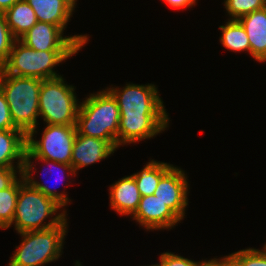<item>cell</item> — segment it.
<instances>
[{
  "label": "cell",
  "mask_w": 266,
  "mask_h": 266,
  "mask_svg": "<svg viewBox=\"0 0 266 266\" xmlns=\"http://www.w3.org/2000/svg\"><path fill=\"white\" fill-rule=\"evenodd\" d=\"M148 161L141 171L132 174L141 197L154 195L160 179L174 166L154 159Z\"/></svg>",
  "instance_id": "obj_19"
},
{
  "label": "cell",
  "mask_w": 266,
  "mask_h": 266,
  "mask_svg": "<svg viewBox=\"0 0 266 266\" xmlns=\"http://www.w3.org/2000/svg\"><path fill=\"white\" fill-rule=\"evenodd\" d=\"M248 35L250 56L254 61L266 63V7L238 19Z\"/></svg>",
  "instance_id": "obj_16"
},
{
  "label": "cell",
  "mask_w": 266,
  "mask_h": 266,
  "mask_svg": "<svg viewBox=\"0 0 266 266\" xmlns=\"http://www.w3.org/2000/svg\"><path fill=\"white\" fill-rule=\"evenodd\" d=\"M220 44L232 52H247L250 55V44L248 35L244 27L238 20H227L224 25H220Z\"/></svg>",
  "instance_id": "obj_20"
},
{
  "label": "cell",
  "mask_w": 266,
  "mask_h": 266,
  "mask_svg": "<svg viewBox=\"0 0 266 266\" xmlns=\"http://www.w3.org/2000/svg\"><path fill=\"white\" fill-rule=\"evenodd\" d=\"M130 218L146 231L174 229L182 221L155 195L142 196L137 211Z\"/></svg>",
  "instance_id": "obj_12"
},
{
  "label": "cell",
  "mask_w": 266,
  "mask_h": 266,
  "mask_svg": "<svg viewBox=\"0 0 266 266\" xmlns=\"http://www.w3.org/2000/svg\"><path fill=\"white\" fill-rule=\"evenodd\" d=\"M41 79L13 76L0 68V88L9 105L14 125L26 135L39 125Z\"/></svg>",
  "instance_id": "obj_5"
},
{
  "label": "cell",
  "mask_w": 266,
  "mask_h": 266,
  "mask_svg": "<svg viewBox=\"0 0 266 266\" xmlns=\"http://www.w3.org/2000/svg\"><path fill=\"white\" fill-rule=\"evenodd\" d=\"M222 4L228 20H238L246 14L266 7L264 0H224Z\"/></svg>",
  "instance_id": "obj_22"
},
{
  "label": "cell",
  "mask_w": 266,
  "mask_h": 266,
  "mask_svg": "<svg viewBox=\"0 0 266 266\" xmlns=\"http://www.w3.org/2000/svg\"><path fill=\"white\" fill-rule=\"evenodd\" d=\"M89 38L88 34L66 36L58 26L38 21L19 40L35 51H80Z\"/></svg>",
  "instance_id": "obj_9"
},
{
  "label": "cell",
  "mask_w": 266,
  "mask_h": 266,
  "mask_svg": "<svg viewBox=\"0 0 266 266\" xmlns=\"http://www.w3.org/2000/svg\"><path fill=\"white\" fill-rule=\"evenodd\" d=\"M120 111L116 99L105 88L80 101L76 132L109 141L118 149Z\"/></svg>",
  "instance_id": "obj_2"
},
{
  "label": "cell",
  "mask_w": 266,
  "mask_h": 266,
  "mask_svg": "<svg viewBox=\"0 0 266 266\" xmlns=\"http://www.w3.org/2000/svg\"><path fill=\"white\" fill-rule=\"evenodd\" d=\"M4 14L8 28L16 40L38 22L35 11L26 0L17 1Z\"/></svg>",
  "instance_id": "obj_18"
},
{
  "label": "cell",
  "mask_w": 266,
  "mask_h": 266,
  "mask_svg": "<svg viewBox=\"0 0 266 266\" xmlns=\"http://www.w3.org/2000/svg\"><path fill=\"white\" fill-rule=\"evenodd\" d=\"M200 266H224V256L215 258V256L213 258H210L209 260L204 259L203 262L201 263Z\"/></svg>",
  "instance_id": "obj_29"
},
{
  "label": "cell",
  "mask_w": 266,
  "mask_h": 266,
  "mask_svg": "<svg viewBox=\"0 0 266 266\" xmlns=\"http://www.w3.org/2000/svg\"><path fill=\"white\" fill-rule=\"evenodd\" d=\"M74 266H82L81 262L79 260H76L74 262Z\"/></svg>",
  "instance_id": "obj_32"
},
{
  "label": "cell",
  "mask_w": 266,
  "mask_h": 266,
  "mask_svg": "<svg viewBox=\"0 0 266 266\" xmlns=\"http://www.w3.org/2000/svg\"><path fill=\"white\" fill-rule=\"evenodd\" d=\"M36 161L41 162L42 163L41 166L43 164L46 166V169L44 168L45 170L42 169V172L44 171V174L46 173V175L47 174L49 175V174H52L53 171L57 170L55 172L59 176L62 174L64 177L62 176L60 178H62L64 181L66 179L65 177H67L68 178L67 180H69V181H68L67 184H65V186H69L72 183V181H74L71 178L69 179L70 176L71 177H74V176L76 177L77 176L75 174V172H74L73 167L71 165H67V164H64V163H59V162H56V161H51V160H47V159L37 158L26 148L25 156H24V162H23V167H22V171H21L23 179L28 185H30L31 187L39 190L40 192H42L47 197L55 200L58 204H60L67 211L66 206L71 204L72 200L69 198V196H68V194L66 192V189H65V191H61V192L59 191L58 192L57 189H55V188H54L55 190H53V188L50 187V184L48 185V184L42 183L44 181H40L39 182L38 180H36V178L34 176H32L33 173H37L36 170L38 168H36V165H37V164H35ZM47 167H49V168H47ZM47 169H50V171H48ZM54 175H55V173H54ZM57 178H58V176H57ZM58 179H57V181L55 180L56 181L55 182L56 184L54 183L55 185H57L59 183Z\"/></svg>",
  "instance_id": "obj_10"
},
{
  "label": "cell",
  "mask_w": 266,
  "mask_h": 266,
  "mask_svg": "<svg viewBox=\"0 0 266 266\" xmlns=\"http://www.w3.org/2000/svg\"><path fill=\"white\" fill-rule=\"evenodd\" d=\"M262 247H263L262 250L266 253V243Z\"/></svg>",
  "instance_id": "obj_33"
},
{
  "label": "cell",
  "mask_w": 266,
  "mask_h": 266,
  "mask_svg": "<svg viewBox=\"0 0 266 266\" xmlns=\"http://www.w3.org/2000/svg\"><path fill=\"white\" fill-rule=\"evenodd\" d=\"M79 51H35L20 40H15L7 62L1 69L8 75L41 80L62 76L55 71L57 65L77 55Z\"/></svg>",
  "instance_id": "obj_6"
},
{
  "label": "cell",
  "mask_w": 266,
  "mask_h": 266,
  "mask_svg": "<svg viewBox=\"0 0 266 266\" xmlns=\"http://www.w3.org/2000/svg\"><path fill=\"white\" fill-rule=\"evenodd\" d=\"M37 20L58 26L63 32L75 12L77 0H26Z\"/></svg>",
  "instance_id": "obj_15"
},
{
  "label": "cell",
  "mask_w": 266,
  "mask_h": 266,
  "mask_svg": "<svg viewBox=\"0 0 266 266\" xmlns=\"http://www.w3.org/2000/svg\"><path fill=\"white\" fill-rule=\"evenodd\" d=\"M106 89L116 99L120 111L118 149L149 140L169 129V113L156 84L126 82L122 87L110 85Z\"/></svg>",
  "instance_id": "obj_1"
},
{
  "label": "cell",
  "mask_w": 266,
  "mask_h": 266,
  "mask_svg": "<svg viewBox=\"0 0 266 266\" xmlns=\"http://www.w3.org/2000/svg\"><path fill=\"white\" fill-rule=\"evenodd\" d=\"M26 140L21 129L0 130V167H23Z\"/></svg>",
  "instance_id": "obj_17"
},
{
  "label": "cell",
  "mask_w": 266,
  "mask_h": 266,
  "mask_svg": "<svg viewBox=\"0 0 266 266\" xmlns=\"http://www.w3.org/2000/svg\"><path fill=\"white\" fill-rule=\"evenodd\" d=\"M231 255L241 266H266V253L262 249L247 247L232 252Z\"/></svg>",
  "instance_id": "obj_23"
},
{
  "label": "cell",
  "mask_w": 266,
  "mask_h": 266,
  "mask_svg": "<svg viewBox=\"0 0 266 266\" xmlns=\"http://www.w3.org/2000/svg\"><path fill=\"white\" fill-rule=\"evenodd\" d=\"M67 220L50 229L19 233L20 245L15 246L7 266H47L58 261L69 232Z\"/></svg>",
  "instance_id": "obj_4"
},
{
  "label": "cell",
  "mask_w": 266,
  "mask_h": 266,
  "mask_svg": "<svg viewBox=\"0 0 266 266\" xmlns=\"http://www.w3.org/2000/svg\"><path fill=\"white\" fill-rule=\"evenodd\" d=\"M224 266H241V264L229 253L224 256Z\"/></svg>",
  "instance_id": "obj_30"
},
{
  "label": "cell",
  "mask_w": 266,
  "mask_h": 266,
  "mask_svg": "<svg viewBox=\"0 0 266 266\" xmlns=\"http://www.w3.org/2000/svg\"><path fill=\"white\" fill-rule=\"evenodd\" d=\"M188 175L181 167L173 166L159 181L154 195L165 203L182 221L189 203Z\"/></svg>",
  "instance_id": "obj_11"
},
{
  "label": "cell",
  "mask_w": 266,
  "mask_h": 266,
  "mask_svg": "<svg viewBox=\"0 0 266 266\" xmlns=\"http://www.w3.org/2000/svg\"><path fill=\"white\" fill-rule=\"evenodd\" d=\"M109 206L120 216H133L138 209L141 195L134 177L120 178L109 187Z\"/></svg>",
  "instance_id": "obj_14"
},
{
  "label": "cell",
  "mask_w": 266,
  "mask_h": 266,
  "mask_svg": "<svg viewBox=\"0 0 266 266\" xmlns=\"http://www.w3.org/2000/svg\"><path fill=\"white\" fill-rule=\"evenodd\" d=\"M163 3L170 6L173 9H190L192 7H195L197 4L196 1L198 0H162Z\"/></svg>",
  "instance_id": "obj_28"
},
{
  "label": "cell",
  "mask_w": 266,
  "mask_h": 266,
  "mask_svg": "<svg viewBox=\"0 0 266 266\" xmlns=\"http://www.w3.org/2000/svg\"><path fill=\"white\" fill-rule=\"evenodd\" d=\"M62 76L42 80L39 92V118L49 125H76L80 101L76 87Z\"/></svg>",
  "instance_id": "obj_7"
},
{
  "label": "cell",
  "mask_w": 266,
  "mask_h": 266,
  "mask_svg": "<svg viewBox=\"0 0 266 266\" xmlns=\"http://www.w3.org/2000/svg\"><path fill=\"white\" fill-rule=\"evenodd\" d=\"M19 129L17 128L11 118L9 105L6 97L0 88V130Z\"/></svg>",
  "instance_id": "obj_27"
},
{
  "label": "cell",
  "mask_w": 266,
  "mask_h": 266,
  "mask_svg": "<svg viewBox=\"0 0 266 266\" xmlns=\"http://www.w3.org/2000/svg\"><path fill=\"white\" fill-rule=\"evenodd\" d=\"M15 40L8 28L4 12H0V68L7 62Z\"/></svg>",
  "instance_id": "obj_24"
},
{
  "label": "cell",
  "mask_w": 266,
  "mask_h": 266,
  "mask_svg": "<svg viewBox=\"0 0 266 266\" xmlns=\"http://www.w3.org/2000/svg\"><path fill=\"white\" fill-rule=\"evenodd\" d=\"M159 255V263L153 264L154 266H200L203 262V259L201 261H195L194 259H189L169 251Z\"/></svg>",
  "instance_id": "obj_25"
},
{
  "label": "cell",
  "mask_w": 266,
  "mask_h": 266,
  "mask_svg": "<svg viewBox=\"0 0 266 266\" xmlns=\"http://www.w3.org/2000/svg\"><path fill=\"white\" fill-rule=\"evenodd\" d=\"M72 151L71 166L77 174L80 169L111 157L117 149L109 141L76 133Z\"/></svg>",
  "instance_id": "obj_13"
},
{
  "label": "cell",
  "mask_w": 266,
  "mask_h": 266,
  "mask_svg": "<svg viewBox=\"0 0 266 266\" xmlns=\"http://www.w3.org/2000/svg\"><path fill=\"white\" fill-rule=\"evenodd\" d=\"M43 129L39 140L37 128L27 134L26 148L37 158L71 165L75 125L46 124Z\"/></svg>",
  "instance_id": "obj_8"
},
{
  "label": "cell",
  "mask_w": 266,
  "mask_h": 266,
  "mask_svg": "<svg viewBox=\"0 0 266 266\" xmlns=\"http://www.w3.org/2000/svg\"><path fill=\"white\" fill-rule=\"evenodd\" d=\"M19 193V178L7 189L0 191V229L7 230L13 222Z\"/></svg>",
  "instance_id": "obj_21"
},
{
  "label": "cell",
  "mask_w": 266,
  "mask_h": 266,
  "mask_svg": "<svg viewBox=\"0 0 266 266\" xmlns=\"http://www.w3.org/2000/svg\"><path fill=\"white\" fill-rule=\"evenodd\" d=\"M19 0H0V12H5Z\"/></svg>",
  "instance_id": "obj_31"
},
{
  "label": "cell",
  "mask_w": 266,
  "mask_h": 266,
  "mask_svg": "<svg viewBox=\"0 0 266 266\" xmlns=\"http://www.w3.org/2000/svg\"><path fill=\"white\" fill-rule=\"evenodd\" d=\"M22 167H0V191L9 188L21 175Z\"/></svg>",
  "instance_id": "obj_26"
},
{
  "label": "cell",
  "mask_w": 266,
  "mask_h": 266,
  "mask_svg": "<svg viewBox=\"0 0 266 266\" xmlns=\"http://www.w3.org/2000/svg\"><path fill=\"white\" fill-rule=\"evenodd\" d=\"M67 216V211L60 204L28 185L22 175L19 177L16 210L9 228L13 225L17 234L46 230L58 226Z\"/></svg>",
  "instance_id": "obj_3"
}]
</instances>
